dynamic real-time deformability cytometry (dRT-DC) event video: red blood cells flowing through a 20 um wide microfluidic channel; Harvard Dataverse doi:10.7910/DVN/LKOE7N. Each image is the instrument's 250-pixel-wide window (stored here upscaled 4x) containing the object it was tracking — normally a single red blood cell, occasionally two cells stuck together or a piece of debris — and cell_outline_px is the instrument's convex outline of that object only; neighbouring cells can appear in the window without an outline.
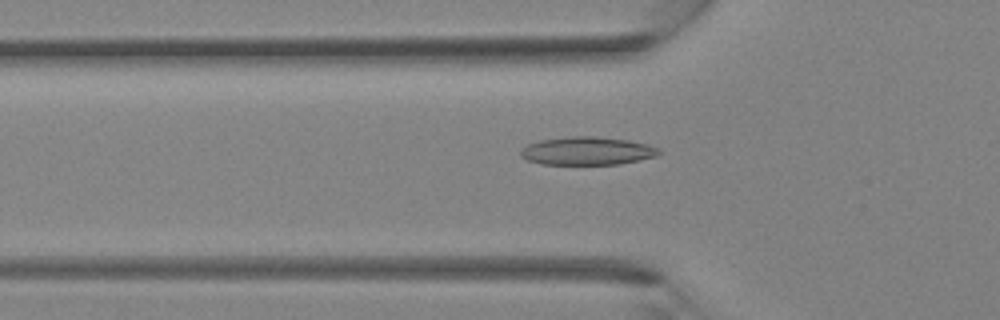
{"species": "Egyptian fruit bat (a non-hibernating species)", "species_latin": "Rousettus aegyptiacus", "temperature_condition": "room temperature", "stored_images_in_passage": 29, "camera_frame_rate_fps": 3000, "um_per_image_px": 0.085, "animal": {"sex": "female"}, "frame": {"image": 1, "passage_image": 5, "time_ms": 1.333, "image_size_px": [1000, 320], "cell_outline_px": [[660, 152], [656, 156], [620, 164], [540, 164], [528, 160], [520, 156], [520, 148], [528, 144], [540, 140], [572, 136], [592, 136], [628, 140], [648, 144], [660, 148]], "centroid_in_image_um": [49.89, 12.83], "position_along_channel_um": 75.9, "area_um2": 22.66}}
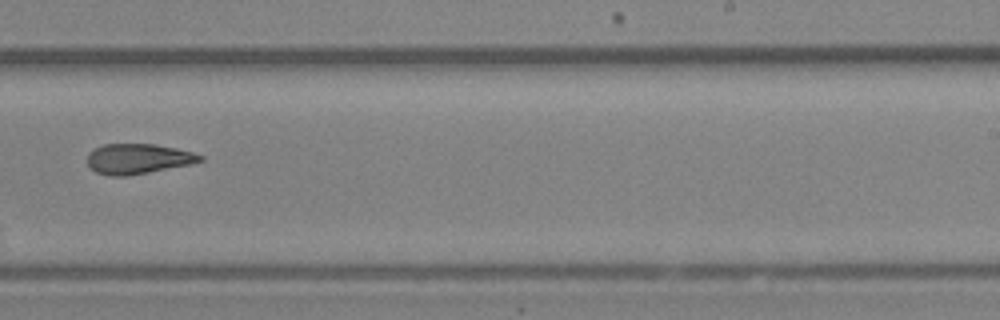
{"frame": {"image": 2, "passage_image": 16, "time_ms": 5.0, "image_size_px": [1000, 320], "cell_outline_px": [[204, 160], [188, 164], [128, 176], [108, 176], [96, 172], [88, 164], [88, 152], [104, 144], [156, 144], [176, 148], [192, 152], [204, 156]], "centroid_in_image_um": [11.72, 13.49], "position_along_channel_um": 277.3, "area_um2": 19.65}}
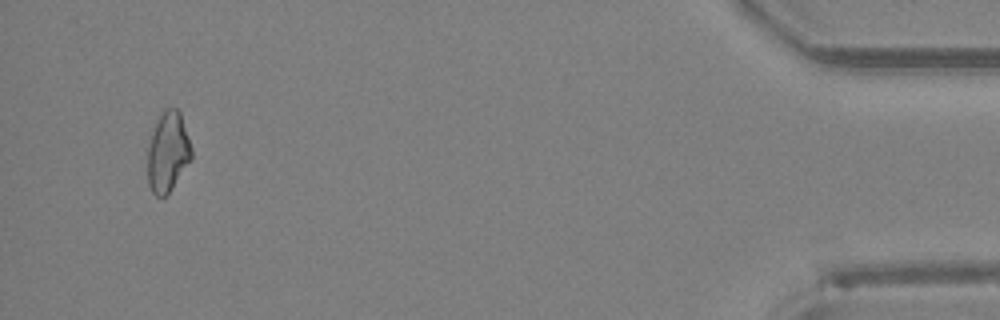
{"frame": {"image": 3, "passage_image": 28, "time_ms": 9.0, "image_size_px": [1000, 320], "cell_outline_px": [[192, 156], [168, 192], [164, 196], [156, 196], [152, 192], [148, 184], [148, 144], [152, 132], [164, 108], [176, 108], [180, 112], [192, 148]], "centroid_in_image_um": [14.25, 12.89], "position_along_channel_um": 420.9, "area_um2": 19.94}}